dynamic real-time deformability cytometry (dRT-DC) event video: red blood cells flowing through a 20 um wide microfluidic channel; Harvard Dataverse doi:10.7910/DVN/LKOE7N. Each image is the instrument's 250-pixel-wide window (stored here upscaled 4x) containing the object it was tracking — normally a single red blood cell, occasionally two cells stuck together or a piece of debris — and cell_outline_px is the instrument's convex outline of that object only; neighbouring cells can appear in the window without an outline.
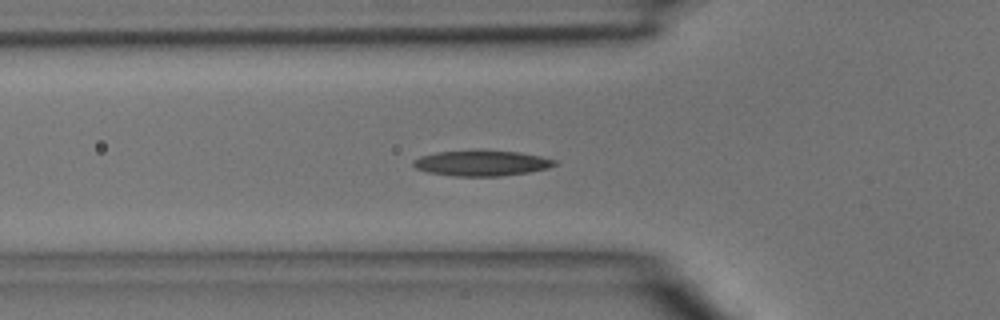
{"species": "common noctule bat (a hibernating species)", "species_latin": "Nyctalus noctula", "temperature_condition": "room temperature", "stored_images_in_passage": 11, "camera_frame_rate_fps": 3000, "um_per_image_px": 0.085, "animal": {"sex": "male", "body_mass_g": 15.6}, "frame": {"image": 1, "passage_image": 4, "time_ms": 1.0, "image_size_px": [1000, 320], "cell_outline_px": [[560, 164], [548, 168], [528, 172], [500, 176], [452, 176], [428, 172], [416, 168], [412, 164], [412, 160], [420, 156], [436, 152], [472, 148], [520, 152], [540, 156], [556, 160]], "centroid_in_image_um": [40.92, 13.83], "position_along_channel_um": 84.9, "area_um2": 21.73}}
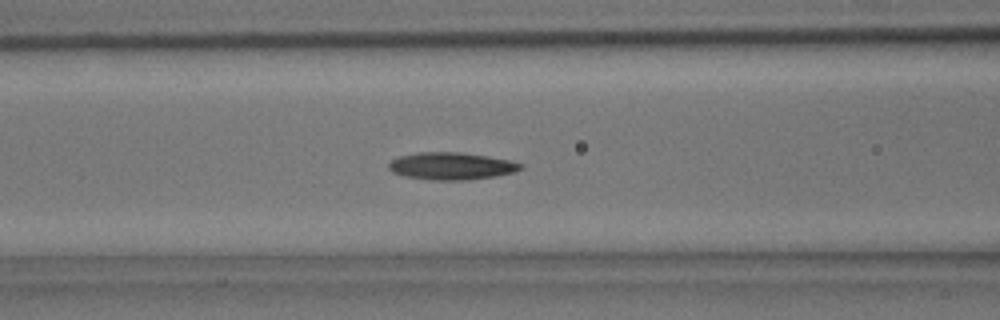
{"frame": {"image": 2, "passage_image": 7, "time_ms": 2.0, "image_size_px": [1000, 320], "cell_outline_px": [[524, 168], [516, 172], [496, 176], [468, 180], [432, 180], [404, 176], [392, 172], [388, 168], [388, 164], [392, 160], [400, 156], [420, 152], [460, 152], [488, 156], [508, 160], [524, 164]], "centroid_in_image_um": [38.4, 14.12], "position_along_channel_um": 128.2, "area_um2": 21.1}}